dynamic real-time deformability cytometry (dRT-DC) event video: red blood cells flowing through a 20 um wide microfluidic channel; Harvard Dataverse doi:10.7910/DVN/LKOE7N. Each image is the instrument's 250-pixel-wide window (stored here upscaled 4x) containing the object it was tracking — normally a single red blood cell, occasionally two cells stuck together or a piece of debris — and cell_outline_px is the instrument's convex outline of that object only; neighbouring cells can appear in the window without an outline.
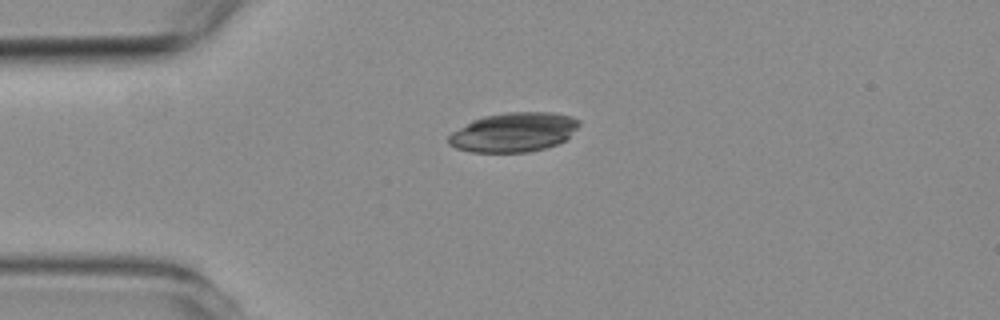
{"species": "common noctule bat (a hibernating species)", "species_latin": "Nyctalus noctula", "temperature_condition": "room temperature", "stored_images_in_passage": 4, "camera_frame_rate_fps": 3000, "um_per_image_px": 0.085, "animal": {"sex": "female", "body_mass_g": 19.3, "forearm_length_mm": 54.1}, "frame": {"image": 1, "passage_image": 1, "time_ms": 0.0, "image_size_px": [1000, 320], "cell_outline_px": [[580, 124], [564, 140], [556, 144], [544, 148], [528, 152], [472, 152], [456, 148], [448, 144], [448, 136], [452, 132], [472, 120], [484, 116], [508, 112], [552, 112], [572, 116], [580, 120]], "centroid_in_image_um": [43.65, 11.23], "position_along_channel_um": 41.4, "area_um2": 29.77}}
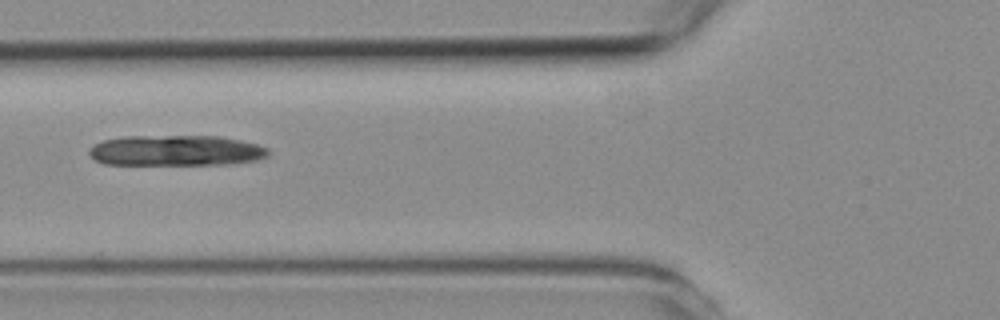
{"frame": {"image": 2, "passage_image": 3, "time_ms": 2.333, "image_size_px": [1000, 320], "cell_outline_px": [[268, 156], [260, 160], [228, 164], [104, 164], [92, 160], [88, 152], [88, 148], [104, 140], [128, 136], [220, 136], [240, 140], [256, 144], [268, 148]], "centroid_in_image_um": [14.95, 12.8], "position_along_channel_um": 110.8, "area_um2": 32.08}}